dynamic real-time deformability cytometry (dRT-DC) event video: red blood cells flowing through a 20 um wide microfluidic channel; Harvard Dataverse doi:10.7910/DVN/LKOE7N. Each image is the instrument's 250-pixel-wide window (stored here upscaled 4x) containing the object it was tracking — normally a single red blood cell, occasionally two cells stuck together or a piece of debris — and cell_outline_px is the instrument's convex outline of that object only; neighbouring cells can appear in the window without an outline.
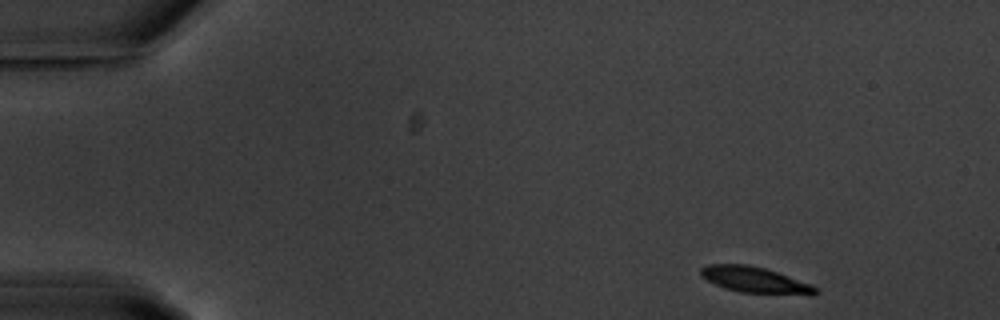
{"species": "common noctule bat (a hibernating species)", "species_latin": "Nyctalus noctula", "temperature_condition": "warm", "stored_images_in_passage": 50, "camera_frame_rate_fps": 3000, "um_per_image_px": 0.085, "animal": {"sex": "male", "body_mass_g": 20.1, "forearm_length_mm": 53.5}, "frame": {"image": 1, "passage_image": 1, "time_ms": 0.0, "image_size_px": [1000, 320], "cell_outline_px": [[820, 292], [812, 296], [808, 296], [740, 292], [724, 288], [700, 276], [700, 268], [708, 264], [748, 264], [764, 268], [812, 284], [820, 288]], "centroid_in_image_um": [64.26, 23.82], "position_along_channel_um": 20.7, "area_um2": 17.74}}
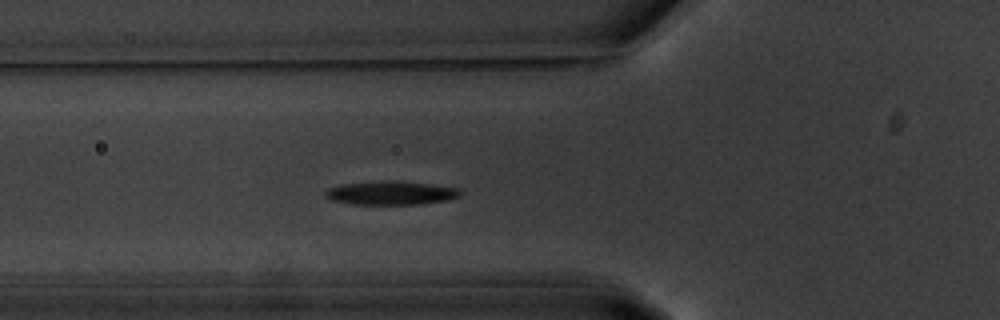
{"frame": {"image": 2, "passage_image": 15, "time_ms": 4.667, "image_size_px": [1000, 320], "cell_outline_px": [[464, 192], [460, 196], [452, 200], [420, 204], [352, 204], [332, 200], [324, 196], [324, 192], [328, 188], [344, 184], [384, 180], [396, 180], [432, 184], [460, 188]], "centroid_in_image_um": [33.31, 16.39], "position_along_channel_um": 92.5, "area_um2": 18.96}}
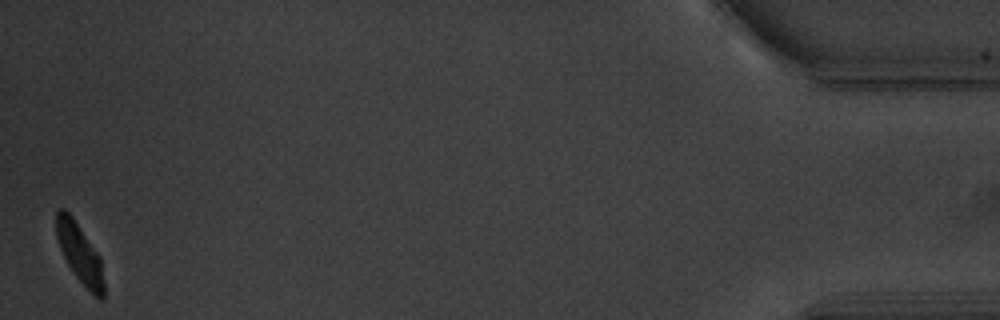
{"frame": {"image": 3, "passage_image": 50, "time_ms": 16.333, "image_size_px": [1000, 320], "cell_outline_px": [[104, 300], [100, 300], [76, 276], [68, 264], [60, 248], [56, 236], [56, 212], [60, 208], [64, 208], [72, 216], [100, 256], [104, 284]], "centroid_in_image_um": [6.78, 21.51], "position_along_channel_um": 428.4, "area_um2": 16.13}, "authors_computed_cell_mechanics": {"area_um2": 18.5249, "velocity_mm_per_s": 3.6144, "shape_relaxation_time_tau1_ms": 9.7024, "shape_relaxation_time_tau2_ms": null, "deformation_change_tau1": 0.4018, "deformation_change_tau2": null}}